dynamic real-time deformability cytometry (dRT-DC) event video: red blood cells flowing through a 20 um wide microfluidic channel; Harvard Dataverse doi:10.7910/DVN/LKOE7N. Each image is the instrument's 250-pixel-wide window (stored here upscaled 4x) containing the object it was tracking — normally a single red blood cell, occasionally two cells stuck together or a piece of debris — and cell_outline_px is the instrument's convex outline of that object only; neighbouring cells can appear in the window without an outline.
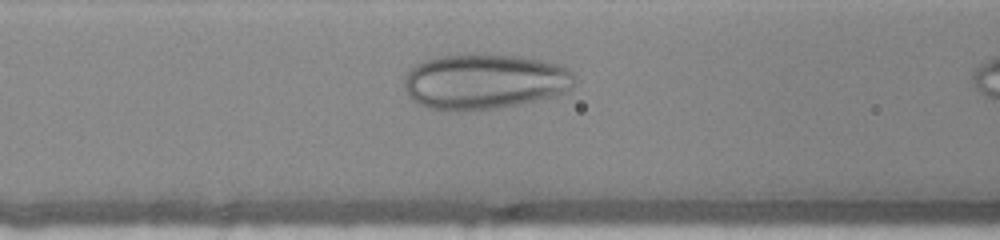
{"species": "human", "species_latin": "Homo sapiens", "temperature_condition": "warm", "stored_images_in_passage": 10, "camera_frame_rate_fps": 3000, "um_per_image_px": 0.085, "donor": {"sex": "female"}, "frame": {"image": 1, "passage_image": 6, "time_ms": 1.667, "image_size_px": [1000, 240], "cell_outline_px": [[572, 84], [560, 96], [496, 108], [460, 112], [428, 108], [412, 100], [404, 88], [404, 76], [412, 64], [436, 56], [520, 56], [560, 64], [568, 68], [572, 72]], "centroid_in_image_um": [41.13, 6.96], "position_along_channel_um": 125.5, "area_um2": 54.85}}